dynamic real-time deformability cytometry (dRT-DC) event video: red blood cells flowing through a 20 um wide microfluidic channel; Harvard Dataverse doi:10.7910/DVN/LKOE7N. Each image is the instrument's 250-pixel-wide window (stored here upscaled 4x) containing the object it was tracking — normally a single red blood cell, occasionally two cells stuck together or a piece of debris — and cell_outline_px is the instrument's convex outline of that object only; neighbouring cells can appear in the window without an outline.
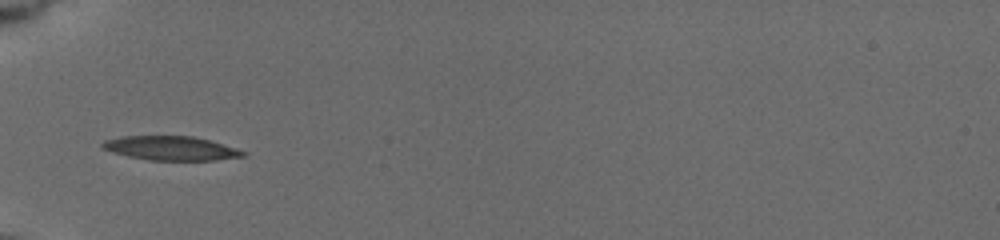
{"species": "common noctule bat (a hibernating species)", "species_latin": "Nyctalus noctula", "temperature_condition": "cold", "stored_images_in_passage": 7, "camera_frame_rate_fps": 3000, "um_per_image_px": 0.085, "animal": {"sex": "female", "body_mass_g": 19.5, "forearm_length_mm": 54.1}, "frame": {"image": 1, "passage_image": 1, "time_ms": 0.0, "image_size_px": [1000, 240], "cell_outline_px": [[248, 152], [244, 156], [212, 160], [148, 160], [128, 156], [112, 152], [100, 148], [100, 144], [104, 140], [120, 136], [192, 136], [208, 140], [236, 148]], "centroid_in_image_um": [14.47, 12.59], "position_along_channel_um": 70.5, "area_um2": 19.71}}
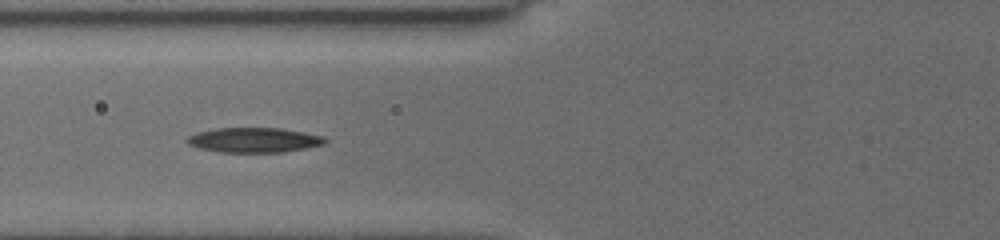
{"frame": {"image": 2, "passage_image": 6, "time_ms": 1.0, "image_size_px": [1000, 240], "cell_outline_px": [[328, 144], [284, 152], [220, 152], [200, 148], [188, 144], [184, 140], [188, 136], [196, 132], [216, 128], [280, 128], [304, 132], [324, 136], [328, 140]], "centroid_in_image_um": [21.62, 11.9], "position_along_channel_um": 104.2, "area_um2": 20.17}}